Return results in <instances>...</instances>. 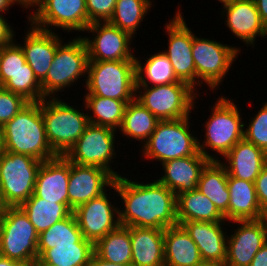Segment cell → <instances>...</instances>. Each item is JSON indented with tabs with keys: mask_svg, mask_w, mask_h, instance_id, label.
Masks as SVG:
<instances>
[{
	"mask_svg": "<svg viewBox=\"0 0 267 266\" xmlns=\"http://www.w3.org/2000/svg\"><path fill=\"white\" fill-rule=\"evenodd\" d=\"M220 3H222L223 5L238 1V0H218Z\"/></svg>",
	"mask_w": 267,
	"mask_h": 266,
	"instance_id": "54",
	"label": "cell"
},
{
	"mask_svg": "<svg viewBox=\"0 0 267 266\" xmlns=\"http://www.w3.org/2000/svg\"><path fill=\"white\" fill-rule=\"evenodd\" d=\"M226 96H220L210 108L211 116L204 124L205 139L201 143L198 139L199 152L210 161H219V157L211 155L206 148L224 157L244 137V125L240 110Z\"/></svg>",
	"mask_w": 267,
	"mask_h": 266,
	"instance_id": "3",
	"label": "cell"
},
{
	"mask_svg": "<svg viewBox=\"0 0 267 266\" xmlns=\"http://www.w3.org/2000/svg\"><path fill=\"white\" fill-rule=\"evenodd\" d=\"M132 266H164V229L130 227Z\"/></svg>",
	"mask_w": 267,
	"mask_h": 266,
	"instance_id": "26",
	"label": "cell"
},
{
	"mask_svg": "<svg viewBox=\"0 0 267 266\" xmlns=\"http://www.w3.org/2000/svg\"><path fill=\"white\" fill-rule=\"evenodd\" d=\"M42 161L4 151L0 154V202L3 207H19L34 194Z\"/></svg>",
	"mask_w": 267,
	"mask_h": 266,
	"instance_id": "9",
	"label": "cell"
},
{
	"mask_svg": "<svg viewBox=\"0 0 267 266\" xmlns=\"http://www.w3.org/2000/svg\"><path fill=\"white\" fill-rule=\"evenodd\" d=\"M262 23L267 28V0H255Z\"/></svg>",
	"mask_w": 267,
	"mask_h": 266,
	"instance_id": "47",
	"label": "cell"
},
{
	"mask_svg": "<svg viewBox=\"0 0 267 266\" xmlns=\"http://www.w3.org/2000/svg\"><path fill=\"white\" fill-rule=\"evenodd\" d=\"M85 96L131 102L136 94V61H89Z\"/></svg>",
	"mask_w": 267,
	"mask_h": 266,
	"instance_id": "5",
	"label": "cell"
},
{
	"mask_svg": "<svg viewBox=\"0 0 267 266\" xmlns=\"http://www.w3.org/2000/svg\"><path fill=\"white\" fill-rule=\"evenodd\" d=\"M28 103L23 96L0 86V125L4 126Z\"/></svg>",
	"mask_w": 267,
	"mask_h": 266,
	"instance_id": "41",
	"label": "cell"
},
{
	"mask_svg": "<svg viewBox=\"0 0 267 266\" xmlns=\"http://www.w3.org/2000/svg\"><path fill=\"white\" fill-rule=\"evenodd\" d=\"M13 4H18L16 0H0V14L6 13Z\"/></svg>",
	"mask_w": 267,
	"mask_h": 266,
	"instance_id": "49",
	"label": "cell"
},
{
	"mask_svg": "<svg viewBox=\"0 0 267 266\" xmlns=\"http://www.w3.org/2000/svg\"><path fill=\"white\" fill-rule=\"evenodd\" d=\"M197 266H225V264L213 261H201Z\"/></svg>",
	"mask_w": 267,
	"mask_h": 266,
	"instance_id": "52",
	"label": "cell"
},
{
	"mask_svg": "<svg viewBox=\"0 0 267 266\" xmlns=\"http://www.w3.org/2000/svg\"><path fill=\"white\" fill-rule=\"evenodd\" d=\"M251 118L249 125L244 129V139L253 143L267 154V102Z\"/></svg>",
	"mask_w": 267,
	"mask_h": 266,
	"instance_id": "39",
	"label": "cell"
},
{
	"mask_svg": "<svg viewBox=\"0 0 267 266\" xmlns=\"http://www.w3.org/2000/svg\"><path fill=\"white\" fill-rule=\"evenodd\" d=\"M136 61V86H156L180 82L173 71L170 60L163 52H157L144 59Z\"/></svg>",
	"mask_w": 267,
	"mask_h": 266,
	"instance_id": "34",
	"label": "cell"
},
{
	"mask_svg": "<svg viewBox=\"0 0 267 266\" xmlns=\"http://www.w3.org/2000/svg\"><path fill=\"white\" fill-rule=\"evenodd\" d=\"M180 11L178 9L176 15L165 25L169 36L168 50L162 52L170 60L176 77L196 89V67L192 56L193 32Z\"/></svg>",
	"mask_w": 267,
	"mask_h": 266,
	"instance_id": "15",
	"label": "cell"
},
{
	"mask_svg": "<svg viewBox=\"0 0 267 266\" xmlns=\"http://www.w3.org/2000/svg\"><path fill=\"white\" fill-rule=\"evenodd\" d=\"M164 266H197L201 256L197 245L182 225L164 229Z\"/></svg>",
	"mask_w": 267,
	"mask_h": 266,
	"instance_id": "27",
	"label": "cell"
},
{
	"mask_svg": "<svg viewBox=\"0 0 267 266\" xmlns=\"http://www.w3.org/2000/svg\"><path fill=\"white\" fill-rule=\"evenodd\" d=\"M35 8L27 21L37 28L84 32L88 26L86 0H41Z\"/></svg>",
	"mask_w": 267,
	"mask_h": 266,
	"instance_id": "13",
	"label": "cell"
},
{
	"mask_svg": "<svg viewBox=\"0 0 267 266\" xmlns=\"http://www.w3.org/2000/svg\"><path fill=\"white\" fill-rule=\"evenodd\" d=\"M94 253L107 262L131 264L130 227L119 225L107 233L94 244Z\"/></svg>",
	"mask_w": 267,
	"mask_h": 266,
	"instance_id": "32",
	"label": "cell"
},
{
	"mask_svg": "<svg viewBox=\"0 0 267 266\" xmlns=\"http://www.w3.org/2000/svg\"><path fill=\"white\" fill-rule=\"evenodd\" d=\"M111 189L124 205L119 208L120 225L165 229L178 224L177 197L158 180L140 183L119 176Z\"/></svg>",
	"mask_w": 267,
	"mask_h": 266,
	"instance_id": "1",
	"label": "cell"
},
{
	"mask_svg": "<svg viewBox=\"0 0 267 266\" xmlns=\"http://www.w3.org/2000/svg\"><path fill=\"white\" fill-rule=\"evenodd\" d=\"M19 207L28 216L29 221L34 225L38 234L73 213L68 204L45 200L37 197L35 194Z\"/></svg>",
	"mask_w": 267,
	"mask_h": 266,
	"instance_id": "30",
	"label": "cell"
},
{
	"mask_svg": "<svg viewBox=\"0 0 267 266\" xmlns=\"http://www.w3.org/2000/svg\"><path fill=\"white\" fill-rule=\"evenodd\" d=\"M2 210H3V206H2V204L0 202V217H1Z\"/></svg>",
	"mask_w": 267,
	"mask_h": 266,
	"instance_id": "55",
	"label": "cell"
},
{
	"mask_svg": "<svg viewBox=\"0 0 267 266\" xmlns=\"http://www.w3.org/2000/svg\"><path fill=\"white\" fill-rule=\"evenodd\" d=\"M209 162L200 152L195 156L168 160L161 164L164 174L158 181L177 197L197 188L201 173Z\"/></svg>",
	"mask_w": 267,
	"mask_h": 266,
	"instance_id": "22",
	"label": "cell"
},
{
	"mask_svg": "<svg viewBox=\"0 0 267 266\" xmlns=\"http://www.w3.org/2000/svg\"><path fill=\"white\" fill-rule=\"evenodd\" d=\"M152 0H117L112 17L108 21L134 38L135 31L147 16Z\"/></svg>",
	"mask_w": 267,
	"mask_h": 266,
	"instance_id": "37",
	"label": "cell"
},
{
	"mask_svg": "<svg viewBox=\"0 0 267 266\" xmlns=\"http://www.w3.org/2000/svg\"><path fill=\"white\" fill-rule=\"evenodd\" d=\"M18 5L23 6L25 9L36 7L41 0H16Z\"/></svg>",
	"mask_w": 267,
	"mask_h": 266,
	"instance_id": "50",
	"label": "cell"
},
{
	"mask_svg": "<svg viewBox=\"0 0 267 266\" xmlns=\"http://www.w3.org/2000/svg\"><path fill=\"white\" fill-rule=\"evenodd\" d=\"M0 14V49L3 46L9 45L15 41L14 28H12L10 23Z\"/></svg>",
	"mask_w": 267,
	"mask_h": 266,
	"instance_id": "44",
	"label": "cell"
},
{
	"mask_svg": "<svg viewBox=\"0 0 267 266\" xmlns=\"http://www.w3.org/2000/svg\"><path fill=\"white\" fill-rule=\"evenodd\" d=\"M254 183L261 210L267 215V164L262 168Z\"/></svg>",
	"mask_w": 267,
	"mask_h": 266,
	"instance_id": "43",
	"label": "cell"
},
{
	"mask_svg": "<svg viewBox=\"0 0 267 266\" xmlns=\"http://www.w3.org/2000/svg\"><path fill=\"white\" fill-rule=\"evenodd\" d=\"M92 243L86 240L79 229L77 219L72 213L62 221L54 223L38 237V258L47 250L55 247L54 244Z\"/></svg>",
	"mask_w": 267,
	"mask_h": 266,
	"instance_id": "35",
	"label": "cell"
},
{
	"mask_svg": "<svg viewBox=\"0 0 267 266\" xmlns=\"http://www.w3.org/2000/svg\"><path fill=\"white\" fill-rule=\"evenodd\" d=\"M230 200L228 211L224 214L227 221L258 220L267 215L261 210L255 183L228 176Z\"/></svg>",
	"mask_w": 267,
	"mask_h": 266,
	"instance_id": "25",
	"label": "cell"
},
{
	"mask_svg": "<svg viewBox=\"0 0 267 266\" xmlns=\"http://www.w3.org/2000/svg\"><path fill=\"white\" fill-rule=\"evenodd\" d=\"M0 266H27V265L22 262L11 260L7 257L0 255Z\"/></svg>",
	"mask_w": 267,
	"mask_h": 266,
	"instance_id": "48",
	"label": "cell"
},
{
	"mask_svg": "<svg viewBox=\"0 0 267 266\" xmlns=\"http://www.w3.org/2000/svg\"><path fill=\"white\" fill-rule=\"evenodd\" d=\"M32 266H54V265H48L45 263H40L38 260H36Z\"/></svg>",
	"mask_w": 267,
	"mask_h": 266,
	"instance_id": "53",
	"label": "cell"
},
{
	"mask_svg": "<svg viewBox=\"0 0 267 266\" xmlns=\"http://www.w3.org/2000/svg\"><path fill=\"white\" fill-rule=\"evenodd\" d=\"M197 89L180 81L166 85L136 86L135 99L160 121L178 120L194 110ZM139 93V94H138Z\"/></svg>",
	"mask_w": 267,
	"mask_h": 266,
	"instance_id": "8",
	"label": "cell"
},
{
	"mask_svg": "<svg viewBox=\"0 0 267 266\" xmlns=\"http://www.w3.org/2000/svg\"><path fill=\"white\" fill-rule=\"evenodd\" d=\"M30 26L23 38L24 45L21 46V49L24 52L26 62L41 83L46 78L57 47L63 40L58 34L56 35L57 32L43 30L32 24Z\"/></svg>",
	"mask_w": 267,
	"mask_h": 266,
	"instance_id": "20",
	"label": "cell"
},
{
	"mask_svg": "<svg viewBox=\"0 0 267 266\" xmlns=\"http://www.w3.org/2000/svg\"><path fill=\"white\" fill-rule=\"evenodd\" d=\"M34 225L20 207H3L0 217V255L32 266L38 259Z\"/></svg>",
	"mask_w": 267,
	"mask_h": 266,
	"instance_id": "7",
	"label": "cell"
},
{
	"mask_svg": "<svg viewBox=\"0 0 267 266\" xmlns=\"http://www.w3.org/2000/svg\"><path fill=\"white\" fill-rule=\"evenodd\" d=\"M62 41L56 50L46 78L41 82L43 99L55 98L58 91H64L88 72L89 56L83 38L79 35L67 44Z\"/></svg>",
	"mask_w": 267,
	"mask_h": 266,
	"instance_id": "10",
	"label": "cell"
},
{
	"mask_svg": "<svg viewBox=\"0 0 267 266\" xmlns=\"http://www.w3.org/2000/svg\"><path fill=\"white\" fill-rule=\"evenodd\" d=\"M190 116L178 120L159 121L148 140L141 146L147 160L161 164L172 159L195 156L198 138L190 133Z\"/></svg>",
	"mask_w": 267,
	"mask_h": 266,
	"instance_id": "6",
	"label": "cell"
},
{
	"mask_svg": "<svg viewBox=\"0 0 267 266\" xmlns=\"http://www.w3.org/2000/svg\"><path fill=\"white\" fill-rule=\"evenodd\" d=\"M70 161L57 156L43 161L36 177L34 194L42 199L68 204Z\"/></svg>",
	"mask_w": 267,
	"mask_h": 266,
	"instance_id": "21",
	"label": "cell"
},
{
	"mask_svg": "<svg viewBox=\"0 0 267 266\" xmlns=\"http://www.w3.org/2000/svg\"><path fill=\"white\" fill-rule=\"evenodd\" d=\"M58 98L42 99L40 108L50 147L57 156H65L90 123L87 112Z\"/></svg>",
	"mask_w": 267,
	"mask_h": 266,
	"instance_id": "4",
	"label": "cell"
},
{
	"mask_svg": "<svg viewBox=\"0 0 267 266\" xmlns=\"http://www.w3.org/2000/svg\"><path fill=\"white\" fill-rule=\"evenodd\" d=\"M117 0H86L88 26L93 22L109 21L113 15Z\"/></svg>",
	"mask_w": 267,
	"mask_h": 266,
	"instance_id": "42",
	"label": "cell"
},
{
	"mask_svg": "<svg viewBox=\"0 0 267 266\" xmlns=\"http://www.w3.org/2000/svg\"><path fill=\"white\" fill-rule=\"evenodd\" d=\"M26 63L21 44L15 42L0 49V86L6 82V72H16Z\"/></svg>",
	"mask_w": 267,
	"mask_h": 266,
	"instance_id": "40",
	"label": "cell"
},
{
	"mask_svg": "<svg viewBox=\"0 0 267 266\" xmlns=\"http://www.w3.org/2000/svg\"><path fill=\"white\" fill-rule=\"evenodd\" d=\"M197 189L207 196L223 215L228 211V172L220 161H210L205 166Z\"/></svg>",
	"mask_w": 267,
	"mask_h": 266,
	"instance_id": "29",
	"label": "cell"
},
{
	"mask_svg": "<svg viewBox=\"0 0 267 266\" xmlns=\"http://www.w3.org/2000/svg\"><path fill=\"white\" fill-rule=\"evenodd\" d=\"M249 266H267V241L256 253Z\"/></svg>",
	"mask_w": 267,
	"mask_h": 266,
	"instance_id": "45",
	"label": "cell"
},
{
	"mask_svg": "<svg viewBox=\"0 0 267 266\" xmlns=\"http://www.w3.org/2000/svg\"><path fill=\"white\" fill-rule=\"evenodd\" d=\"M3 127L5 151L42 162L57 157L47 139L40 102H29Z\"/></svg>",
	"mask_w": 267,
	"mask_h": 266,
	"instance_id": "2",
	"label": "cell"
},
{
	"mask_svg": "<svg viewBox=\"0 0 267 266\" xmlns=\"http://www.w3.org/2000/svg\"><path fill=\"white\" fill-rule=\"evenodd\" d=\"M225 222L187 221L181 225L198 247L202 261L224 264L227 257V236L223 229Z\"/></svg>",
	"mask_w": 267,
	"mask_h": 266,
	"instance_id": "23",
	"label": "cell"
},
{
	"mask_svg": "<svg viewBox=\"0 0 267 266\" xmlns=\"http://www.w3.org/2000/svg\"><path fill=\"white\" fill-rule=\"evenodd\" d=\"M89 266H132V264L111 263L98 257L95 253L92 254Z\"/></svg>",
	"mask_w": 267,
	"mask_h": 266,
	"instance_id": "46",
	"label": "cell"
},
{
	"mask_svg": "<svg viewBox=\"0 0 267 266\" xmlns=\"http://www.w3.org/2000/svg\"><path fill=\"white\" fill-rule=\"evenodd\" d=\"M116 130L89 124L65 157L72 163L106 169L115 178L121 176L111 167L115 153Z\"/></svg>",
	"mask_w": 267,
	"mask_h": 266,
	"instance_id": "12",
	"label": "cell"
},
{
	"mask_svg": "<svg viewBox=\"0 0 267 266\" xmlns=\"http://www.w3.org/2000/svg\"><path fill=\"white\" fill-rule=\"evenodd\" d=\"M219 160L228 172V176L255 182L262 168L267 164V154L244 138L240 140L224 157ZM225 164H224V163Z\"/></svg>",
	"mask_w": 267,
	"mask_h": 266,
	"instance_id": "24",
	"label": "cell"
},
{
	"mask_svg": "<svg viewBox=\"0 0 267 266\" xmlns=\"http://www.w3.org/2000/svg\"><path fill=\"white\" fill-rule=\"evenodd\" d=\"M177 220L179 225L187 221L226 222L224 215L197 188L177 196Z\"/></svg>",
	"mask_w": 267,
	"mask_h": 266,
	"instance_id": "28",
	"label": "cell"
},
{
	"mask_svg": "<svg viewBox=\"0 0 267 266\" xmlns=\"http://www.w3.org/2000/svg\"><path fill=\"white\" fill-rule=\"evenodd\" d=\"M223 6L224 24L247 46L254 47L257 36L267 37V28L261 21L255 0H238Z\"/></svg>",
	"mask_w": 267,
	"mask_h": 266,
	"instance_id": "19",
	"label": "cell"
},
{
	"mask_svg": "<svg viewBox=\"0 0 267 266\" xmlns=\"http://www.w3.org/2000/svg\"><path fill=\"white\" fill-rule=\"evenodd\" d=\"M160 120L138 100L134 99L126 106L122 125L119 129L123 136L145 143Z\"/></svg>",
	"mask_w": 267,
	"mask_h": 266,
	"instance_id": "33",
	"label": "cell"
},
{
	"mask_svg": "<svg viewBox=\"0 0 267 266\" xmlns=\"http://www.w3.org/2000/svg\"><path fill=\"white\" fill-rule=\"evenodd\" d=\"M239 226L227 236L225 266H249L267 241V216L258 220L231 221Z\"/></svg>",
	"mask_w": 267,
	"mask_h": 266,
	"instance_id": "16",
	"label": "cell"
},
{
	"mask_svg": "<svg viewBox=\"0 0 267 266\" xmlns=\"http://www.w3.org/2000/svg\"><path fill=\"white\" fill-rule=\"evenodd\" d=\"M84 32L94 37H82L89 56V61L135 60L130 47L132 37L118 27L106 22H93ZM96 34V35H95Z\"/></svg>",
	"mask_w": 267,
	"mask_h": 266,
	"instance_id": "14",
	"label": "cell"
},
{
	"mask_svg": "<svg viewBox=\"0 0 267 266\" xmlns=\"http://www.w3.org/2000/svg\"><path fill=\"white\" fill-rule=\"evenodd\" d=\"M1 87L23 96L29 102L43 99L41 83L27 62L16 72H6V82Z\"/></svg>",
	"mask_w": 267,
	"mask_h": 266,
	"instance_id": "38",
	"label": "cell"
},
{
	"mask_svg": "<svg viewBox=\"0 0 267 266\" xmlns=\"http://www.w3.org/2000/svg\"><path fill=\"white\" fill-rule=\"evenodd\" d=\"M84 100L85 109L92 111L87 112L90 124L109 127L116 131L120 129L129 102L100 96H85Z\"/></svg>",
	"mask_w": 267,
	"mask_h": 266,
	"instance_id": "31",
	"label": "cell"
},
{
	"mask_svg": "<svg viewBox=\"0 0 267 266\" xmlns=\"http://www.w3.org/2000/svg\"><path fill=\"white\" fill-rule=\"evenodd\" d=\"M5 151L4 127L0 125V154Z\"/></svg>",
	"mask_w": 267,
	"mask_h": 266,
	"instance_id": "51",
	"label": "cell"
},
{
	"mask_svg": "<svg viewBox=\"0 0 267 266\" xmlns=\"http://www.w3.org/2000/svg\"><path fill=\"white\" fill-rule=\"evenodd\" d=\"M216 41L193 34L192 56L196 67L197 86L206 83L212 91L222 83L240 53V47Z\"/></svg>",
	"mask_w": 267,
	"mask_h": 266,
	"instance_id": "11",
	"label": "cell"
},
{
	"mask_svg": "<svg viewBox=\"0 0 267 266\" xmlns=\"http://www.w3.org/2000/svg\"><path fill=\"white\" fill-rule=\"evenodd\" d=\"M109 198L105 192L73 211L83 237L93 244L120 225L119 208Z\"/></svg>",
	"mask_w": 267,
	"mask_h": 266,
	"instance_id": "17",
	"label": "cell"
},
{
	"mask_svg": "<svg viewBox=\"0 0 267 266\" xmlns=\"http://www.w3.org/2000/svg\"><path fill=\"white\" fill-rule=\"evenodd\" d=\"M47 249L37 260L54 266H89L94 253L93 243L54 244Z\"/></svg>",
	"mask_w": 267,
	"mask_h": 266,
	"instance_id": "36",
	"label": "cell"
},
{
	"mask_svg": "<svg viewBox=\"0 0 267 266\" xmlns=\"http://www.w3.org/2000/svg\"><path fill=\"white\" fill-rule=\"evenodd\" d=\"M114 179L106 169L70 162L69 207L74 211L78 206L101 196L108 191L107 188H111Z\"/></svg>",
	"mask_w": 267,
	"mask_h": 266,
	"instance_id": "18",
	"label": "cell"
}]
</instances>
